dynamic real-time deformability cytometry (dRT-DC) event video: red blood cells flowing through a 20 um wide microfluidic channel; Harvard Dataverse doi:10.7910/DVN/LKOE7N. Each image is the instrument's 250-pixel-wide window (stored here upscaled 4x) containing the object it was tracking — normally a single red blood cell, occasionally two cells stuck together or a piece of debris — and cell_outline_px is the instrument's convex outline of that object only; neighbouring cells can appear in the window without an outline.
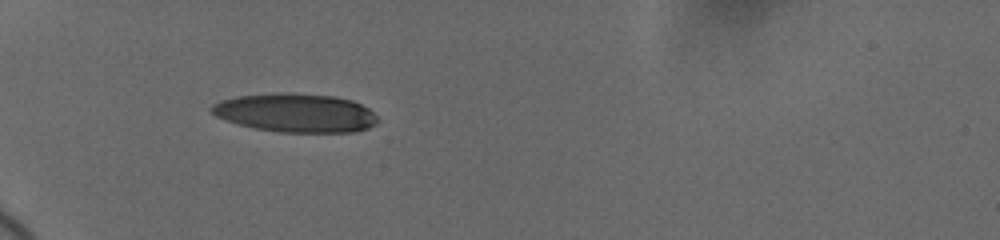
{"species": "human", "species_latin": "Homo sapiens", "temperature_condition": "cold", "stored_images_in_passage": 3, "camera_frame_rate_fps": 3000, "um_per_image_px": 0.085, "donor": {"sex": "female"}, "frame": {"image": 1, "passage_image": 2, "time_ms": 1.0, "image_size_px": [1000, 240], "cell_outline_px": [[376, 124], [368, 128], [356, 132], [280, 132], [256, 128], [240, 124], [216, 116], [208, 108], [212, 104], [220, 100], [236, 96], [276, 92], [292, 92], [336, 96], [352, 100], [368, 108], [376, 116]], "centroid_in_image_um": [25.12, 9.57], "position_along_channel_um": 59.9, "area_um2": 37.63}}